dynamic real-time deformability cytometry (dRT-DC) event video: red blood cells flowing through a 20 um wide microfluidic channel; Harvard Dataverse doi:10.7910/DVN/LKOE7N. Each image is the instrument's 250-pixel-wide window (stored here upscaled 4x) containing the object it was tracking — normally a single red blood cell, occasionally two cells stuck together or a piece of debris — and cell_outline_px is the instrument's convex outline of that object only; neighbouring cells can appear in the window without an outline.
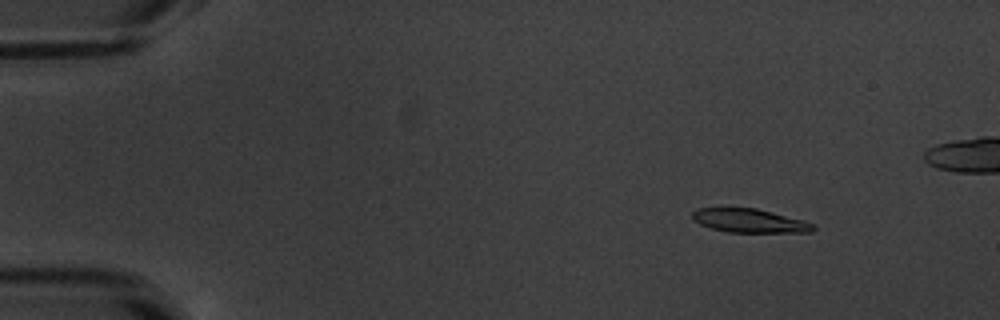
{"species": "common noctule bat (a hibernating species)", "species_latin": "Nyctalus noctula", "temperature_condition": "warm", "stored_images_in_passage": 53, "camera_frame_rate_fps": 3000, "um_per_image_px": 0.085, "animal": {"sex": "male", "body_mass_g": 20.1, "forearm_length_mm": 53.5}, "frame": {"image": 1, "passage_image": 6, "time_ms": 1.667, "image_size_px": [1000, 320], "cell_outline_px": [[816, 228], [812, 232], [728, 232], [712, 228], [700, 224], [692, 220], [692, 212], [696, 208], [756, 208], [804, 220], [812, 224]], "centroid_in_image_um": [63.69, 18.76], "position_along_channel_um": 21.3, "area_um2": 16.65}}
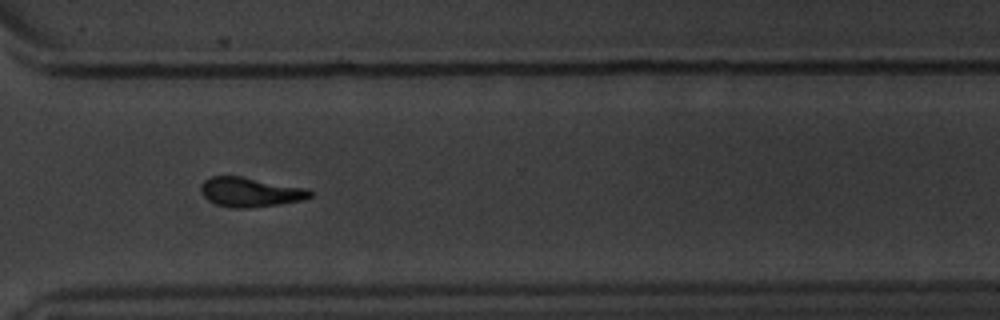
{"frame": {"image": 2, "passage_image": 39, "time_ms": 12.667, "image_size_px": [1000, 320], "cell_outline_px": [[312, 196], [304, 200], [280, 204], [248, 208], [236, 208], [216, 204], [208, 200], [204, 196], [200, 188], [200, 184], [204, 180], [212, 176], [240, 176], [308, 188], [312, 192]], "centroid_in_image_um": [21.29, 16.32], "position_along_channel_um": 349.3, "area_um2": 18.79}}
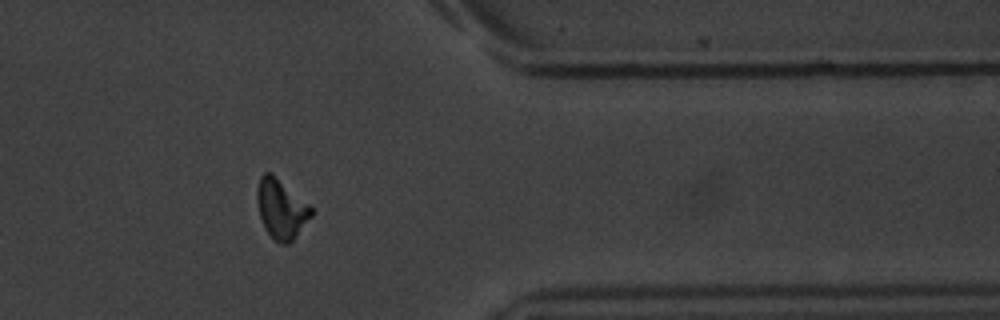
{"frame": {"image": 3, "passage_image": 43, "time_ms": 14.0, "image_size_px": [1000, 320], "cell_outline_px": [[312, 216], [292, 240], [288, 244], [280, 244], [272, 240], [264, 228], [260, 216], [256, 200], [256, 188], [260, 176], [264, 172], [272, 172], [308, 204], [312, 208]], "centroid_in_image_um": [23.86, 17.75], "position_along_channel_um": 387.5, "area_um2": 18.9}, "authors_computed_cell_mechanics": {"area_um2": 18.0336, "velocity_mm_per_s": 3.8207, "shape_relaxation_time_tau1_ms": 3.1982, "shape_relaxation_time_tau2_ms": null, "deformation_change_tau1": 0.1643, "deformation_change_tau2": null}}